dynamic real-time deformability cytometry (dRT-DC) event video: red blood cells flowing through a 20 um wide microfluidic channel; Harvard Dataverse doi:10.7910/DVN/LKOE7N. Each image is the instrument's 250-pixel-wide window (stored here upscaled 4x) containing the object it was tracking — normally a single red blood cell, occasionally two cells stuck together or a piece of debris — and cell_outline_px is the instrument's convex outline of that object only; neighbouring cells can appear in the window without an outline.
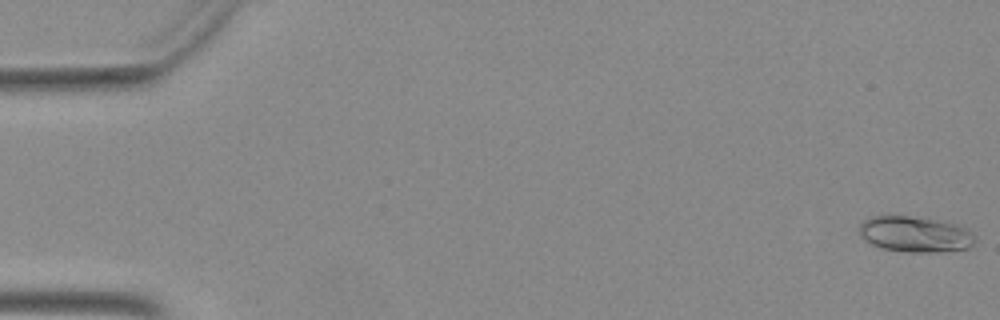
{"species": "Egyptian fruit bat (a non-hibernating species)", "species_latin": "Rousettus aegyptiacus", "temperature_condition": "warm", "stored_images_in_passage": 48, "camera_frame_rate_fps": 3000, "um_per_image_px": 0.085, "animal": {"sex": "female"}, "frame": {"image": 1, "passage_image": 1, "time_ms": 0.0, "image_size_px": [1000, 320], "cell_outline_px": [[976, 240], [968, 248], [940, 252], [908, 252], [884, 248], [872, 244], [860, 236], [860, 224], [864, 220], [872, 216], [908, 216], [948, 220], [960, 224], [968, 228], [976, 236]], "centroid_in_image_um": [77.87, 19.89], "position_along_channel_um": 7.1, "area_um2": 24.51}}
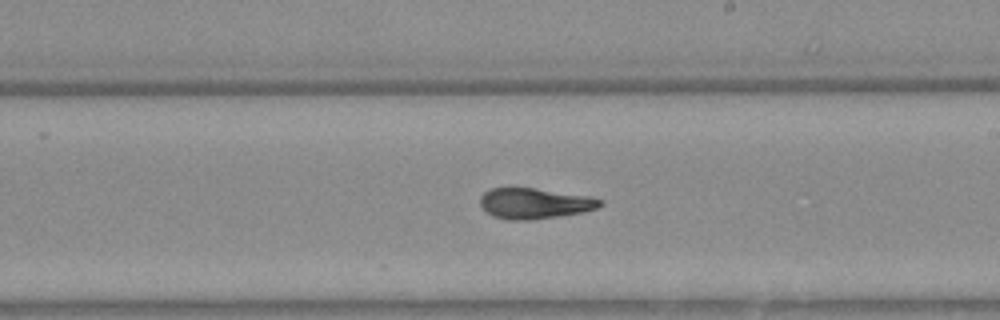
{"frame": {"image": 2, "passage_image": 30, "time_ms": 9.667, "image_size_px": [1000, 320], "cell_outline_px": [[604, 204], [596, 208], [584, 212], [528, 220], [508, 220], [492, 216], [480, 204], [480, 196], [484, 192], [492, 188], [532, 188], [588, 196], [600, 200]], "centroid_in_image_um": [45.41, 17.29], "position_along_channel_um": 243.6, "area_um2": 21.1}}
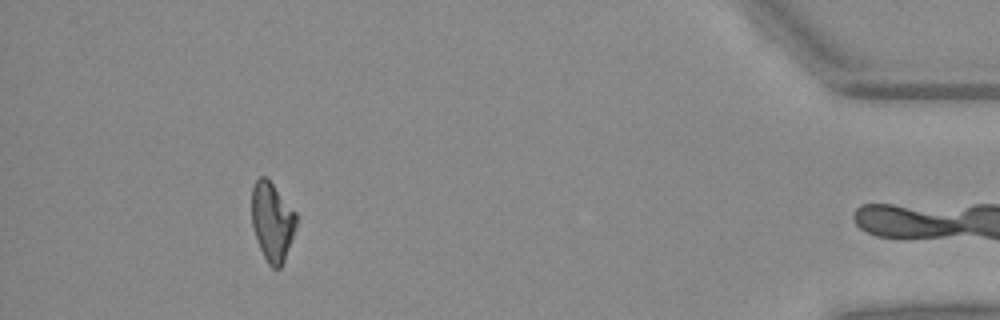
{"frame": {"image": 3, "passage_image": 47, "time_ms": 15.333, "image_size_px": [1000, 320], "cell_outline_px": [[296, 228], [284, 260], [280, 268], [272, 268], [268, 264], [256, 240], [252, 224], [252, 188], [256, 180], [260, 176], [264, 176], [272, 184], [296, 212]], "centroid_in_image_um": [23.13, 18.85], "position_along_channel_um": 412.1, "area_um2": 20.23}}